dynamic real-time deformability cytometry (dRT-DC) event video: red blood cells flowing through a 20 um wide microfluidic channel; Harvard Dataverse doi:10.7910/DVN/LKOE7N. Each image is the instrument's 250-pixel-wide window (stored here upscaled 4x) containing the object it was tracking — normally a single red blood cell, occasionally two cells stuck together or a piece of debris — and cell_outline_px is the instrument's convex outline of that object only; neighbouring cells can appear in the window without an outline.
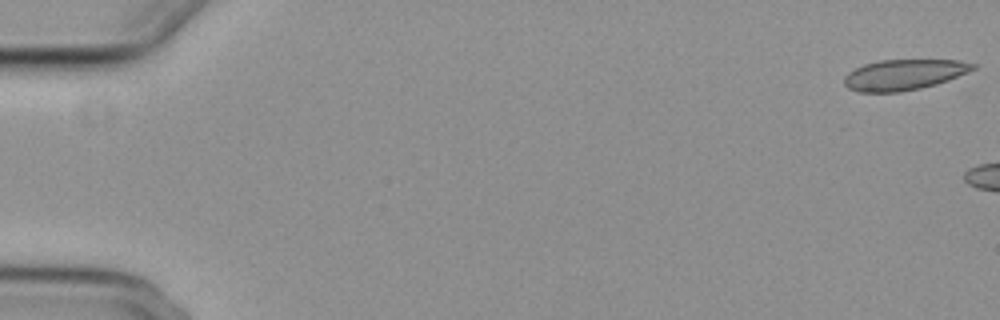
{"species": "common noctule bat (a hibernating species)", "species_latin": "Nyctalus noctula", "temperature_condition": "cold", "stored_images_in_passage": 6, "camera_frame_rate_fps": 3000, "um_per_image_px": 0.085, "animal": {"sex": "female", "body_mass_g": 29.2, "forearm_length_mm": 56.3}, "frame": {"image": 1, "passage_image": 1, "time_ms": 0.0, "image_size_px": [1000, 320], "cell_outline_px": [[976, 68], [968, 72], [948, 80], [936, 84], [920, 88], [900, 92], [860, 92], [848, 88], [844, 84], [844, 76], [848, 72], [864, 64], [880, 60], [960, 60], [976, 64]], "centroid_in_image_um": [76.83, 6.35], "position_along_channel_um": 8.2, "area_um2": 22.95}}